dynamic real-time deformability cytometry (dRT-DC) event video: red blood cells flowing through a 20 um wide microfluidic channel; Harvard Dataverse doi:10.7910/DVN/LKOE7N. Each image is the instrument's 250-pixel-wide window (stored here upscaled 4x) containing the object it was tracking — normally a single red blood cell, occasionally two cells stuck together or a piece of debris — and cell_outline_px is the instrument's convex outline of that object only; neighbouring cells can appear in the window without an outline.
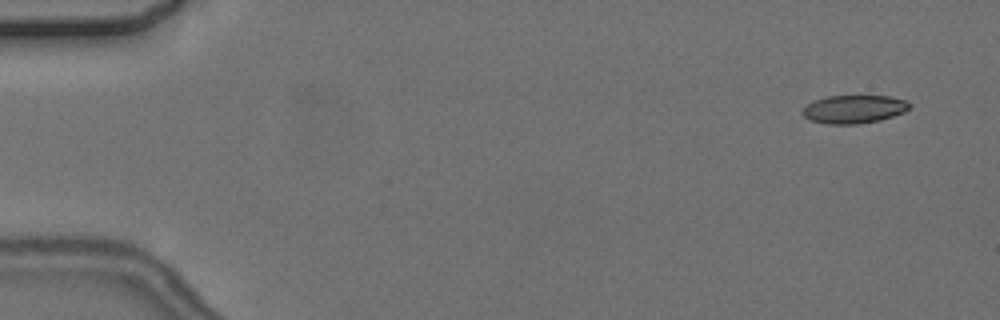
{"species": "common noctule bat (a hibernating species)", "species_latin": "Nyctalus noctula", "temperature_condition": "cold", "stored_images_in_passage": 5, "camera_frame_rate_fps": 3000, "um_per_image_px": 0.085, "animal": {"sex": "female", "body_mass_g": 24.6, "forearm_length_mm": 56.2}, "frame": {"image": 1, "passage_image": 1, "time_ms": 0.0, "image_size_px": [1000, 320], "cell_outline_px": [[912, 108], [904, 112], [880, 120], [856, 124], [828, 124], [812, 120], [804, 116], [800, 112], [808, 104], [816, 100], [828, 96], [888, 96], [904, 100], [912, 104]], "centroid_in_image_um": [72.62, 9.28], "position_along_channel_um": 12.4, "area_um2": 17.46}}